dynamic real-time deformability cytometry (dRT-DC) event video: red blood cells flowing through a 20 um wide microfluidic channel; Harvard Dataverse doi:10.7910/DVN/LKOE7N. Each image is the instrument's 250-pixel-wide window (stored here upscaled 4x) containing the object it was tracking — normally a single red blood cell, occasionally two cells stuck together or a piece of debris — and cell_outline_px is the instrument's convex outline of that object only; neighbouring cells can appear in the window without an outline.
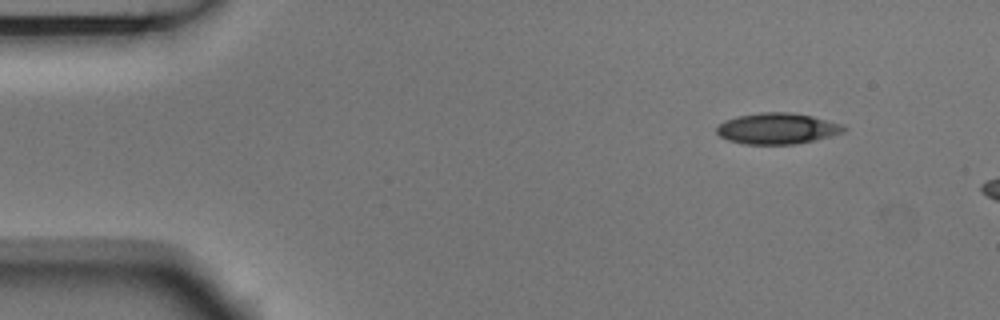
{"species": "Egyptian fruit bat (a non-hibernating species)", "species_latin": "Rousettus aegyptiacus", "temperature_condition": "room temperature", "stored_images_in_passage": 3, "camera_frame_rate_fps": 3000, "um_per_image_px": 0.085, "animal": {"sex": "male"}, "frame": {"image": 1, "passage_image": 1, "time_ms": 0.0, "image_size_px": [1000, 320], "cell_outline_px": [[848, 128], [844, 132], [816, 140], [792, 144], [744, 144], [728, 140], [720, 136], [716, 132], [716, 128], [724, 120], [736, 116], [760, 112], [792, 112], [812, 116], [844, 124]], "centroid_in_image_um": [66.08, 10.91], "position_along_channel_um": 18.9, "area_um2": 23.18}}